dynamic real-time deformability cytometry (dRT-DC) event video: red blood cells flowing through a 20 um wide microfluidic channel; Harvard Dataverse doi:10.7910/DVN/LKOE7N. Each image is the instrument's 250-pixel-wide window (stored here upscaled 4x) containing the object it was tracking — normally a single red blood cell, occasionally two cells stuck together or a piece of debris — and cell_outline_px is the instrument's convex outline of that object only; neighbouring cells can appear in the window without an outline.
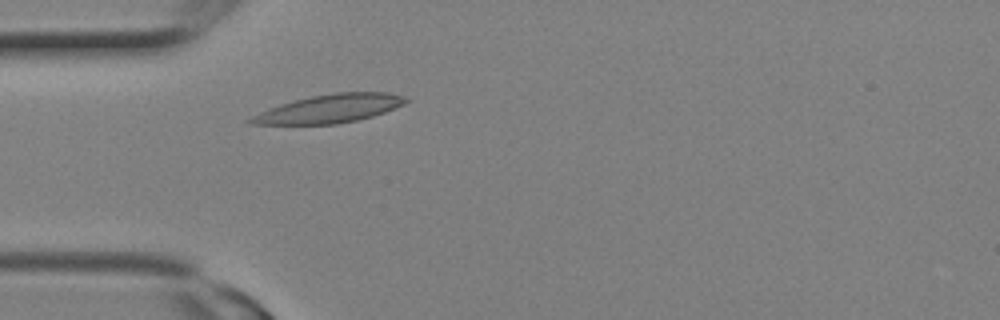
{"species": "Egyptian fruit bat (a non-hibernating species)", "species_latin": "Rousettus aegyptiacus", "temperature_condition": "room temperature", "stored_images_in_passage": 1, "camera_frame_rate_fps": 3000, "um_per_image_px": 0.085, "animal": {"sex": "female"}, "frame": {"image": 1, "passage_image": 1, "time_ms": 0.0, "image_size_px": [1000, 320], "cell_outline_px": [[412, 100], [404, 104], [384, 112], [372, 116], [356, 120], [336, 124], [252, 124], [244, 120], [260, 112], [280, 104], [312, 96], [336, 92], [388, 92], [408, 96]], "centroid_in_image_um": [28.07, 9.22], "position_along_channel_um": 56.9, "area_um2": 25.55}}